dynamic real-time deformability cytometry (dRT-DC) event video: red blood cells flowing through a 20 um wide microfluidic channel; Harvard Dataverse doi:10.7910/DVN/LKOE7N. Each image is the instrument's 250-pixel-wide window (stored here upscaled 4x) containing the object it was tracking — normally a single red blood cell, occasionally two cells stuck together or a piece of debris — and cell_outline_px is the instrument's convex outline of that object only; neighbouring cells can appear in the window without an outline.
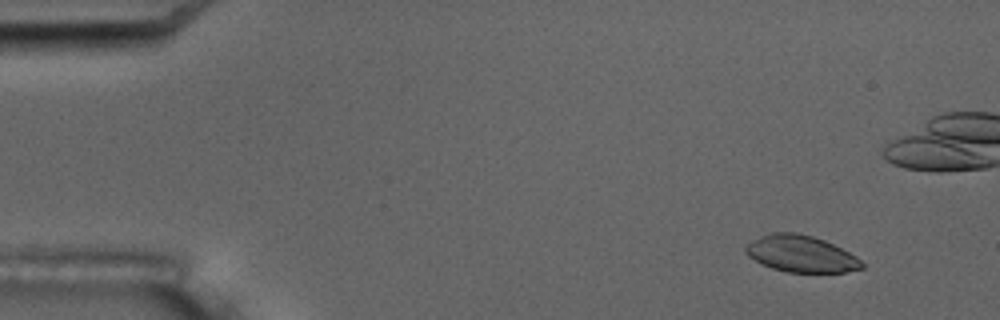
{"species": "common noctule bat (a hibernating species)", "species_latin": "Nyctalus noctula", "temperature_condition": "room temperature", "stored_images_in_passage": 7, "camera_frame_rate_fps": 3000, "um_per_image_px": 0.085, "animal": {"sex": "male", "body_mass_g": 17.5, "forearm_length_mm": 52.3}, "frame": {"image": 1, "passage_image": 1, "time_ms": 0.0, "image_size_px": [1000, 320], "cell_outline_px": [[864, 268], [844, 272], [788, 272], [772, 268], [748, 256], [744, 252], [744, 248], [752, 240], [772, 232], [796, 232], [812, 236], [824, 240], [856, 256], [864, 264]], "centroid_in_image_um": [68.08, 21.57], "position_along_channel_um": 16.9, "area_um2": 24.57}}